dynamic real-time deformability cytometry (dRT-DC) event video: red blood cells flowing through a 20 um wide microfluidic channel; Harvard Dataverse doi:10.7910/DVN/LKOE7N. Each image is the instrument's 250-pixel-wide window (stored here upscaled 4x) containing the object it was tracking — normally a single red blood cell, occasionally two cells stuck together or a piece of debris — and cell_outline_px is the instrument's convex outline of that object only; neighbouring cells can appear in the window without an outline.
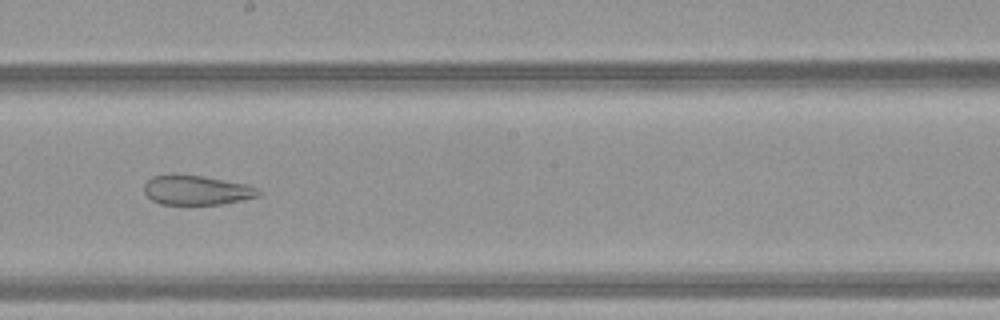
{"species": "common noctule bat (a hibernating species)", "species_latin": "Nyctalus noctula", "temperature_condition": "warm", "stored_images_in_passage": 47, "camera_frame_rate_fps": 3000, "um_per_image_px": 0.085, "animal": {"sex": "female", "body_mass_g": 21.9}, "frame": {"image": 1, "passage_image": 26, "time_ms": 8.333, "image_size_px": [1000, 320], "cell_outline_px": [[264, 192], [260, 196], [244, 200], [220, 204], [160, 204], [152, 200], [144, 192], [144, 184], [152, 176], [172, 172], [204, 176], [248, 184], [260, 188]], "centroid_in_image_um": [16.75, 16.13], "position_along_channel_um": 231.5, "area_um2": 20.35}}
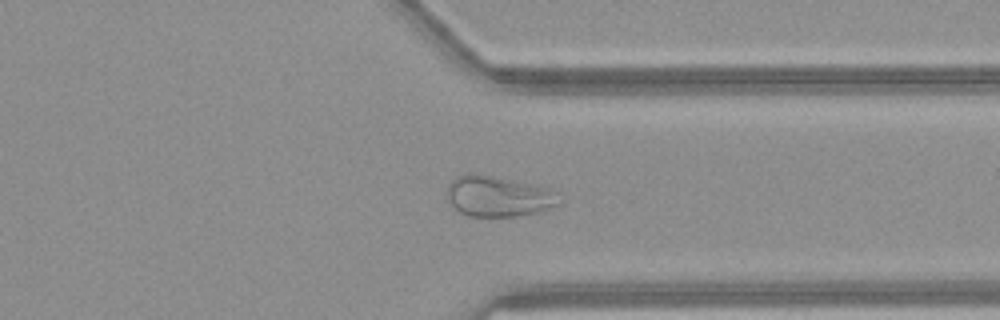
{"frame": {"image": 2, "passage_image": 36, "time_ms": 11.667, "image_size_px": [1000, 320], "cell_outline_px": [[560, 204], [540, 212], [516, 216], [468, 216], [460, 212], [448, 204], [448, 184], [456, 176], [464, 172], [472, 172], [536, 184], [548, 188], [556, 192]], "centroid_in_image_um": [42.33, 16.67], "position_along_channel_um": 369.1, "area_um2": 26.93}}
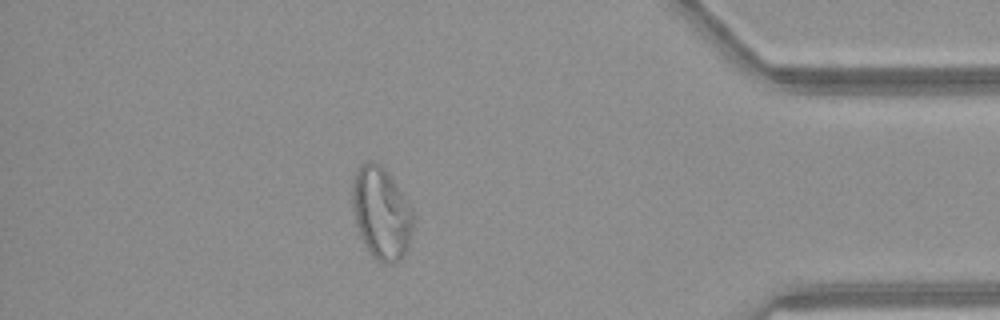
{"frame": {"image": 3, "passage_image": 41, "time_ms": 13.333, "image_size_px": [1000, 320], "cell_outline_px": [[416, 216], [408, 248], [404, 256], [396, 264], [384, 264], [376, 260], [372, 256], [364, 244], [356, 224], [352, 208], [352, 180], [356, 168], [360, 164], [368, 160], [372, 160], [380, 164], [388, 172], [412, 208]], "centroid_in_image_um": [32.42, 18.12], "position_along_channel_um": 402.8, "area_um2": 33.47}}